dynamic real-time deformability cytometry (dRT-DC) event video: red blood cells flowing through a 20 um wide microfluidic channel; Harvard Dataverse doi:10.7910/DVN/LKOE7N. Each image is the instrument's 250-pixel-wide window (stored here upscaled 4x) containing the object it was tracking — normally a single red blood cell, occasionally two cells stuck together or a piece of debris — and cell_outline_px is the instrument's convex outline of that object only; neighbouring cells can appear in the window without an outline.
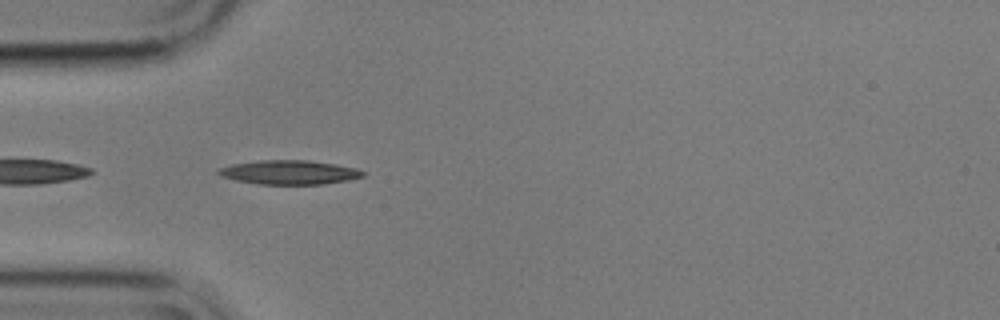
{"species": "common noctule bat (a hibernating species)", "species_latin": "Nyctalus noctula", "temperature_condition": "cold", "stored_images_in_passage": 41, "camera_frame_rate_fps": 3000, "um_per_image_px": 0.085, "animal": {"sex": "male", "body_mass_g": 17.9}, "frame": {"image": 1, "passage_image": 2, "time_ms": 0.333, "image_size_px": [1000, 320], "cell_outline_px": [[364, 176], [348, 180], [324, 184], [260, 184], [236, 180], [220, 176], [216, 172], [216, 168], [232, 164], [256, 160], [308, 160], [336, 164], [356, 168], [364, 172]], "centroid_in_image_um": [24.55, 14.64], "position_along_channel_um": 60.5, "area_um2": 20.4}}
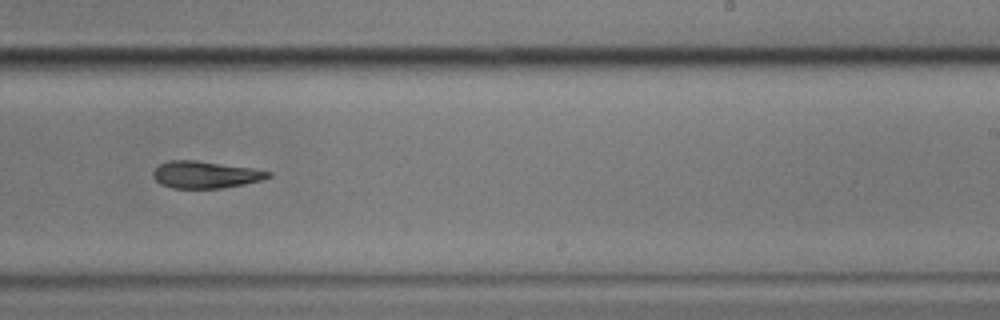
{"frame": {"image": 2, "passage_image": 20, "time_ms": 6.333, "image_size_px": [1000, 320], "cell_outline_px": [[272, 176], [264, 180], [224, 188], [172, 188], [160, 184], [152, 176], [152, 172], [160, 164], [168, 160], [196, 160], [252, 168], [272, 172]], "centroid_in_image_um": [17.47, 14.85], "position_along_channel_um": 271.5, "area_um2": 18.26}}
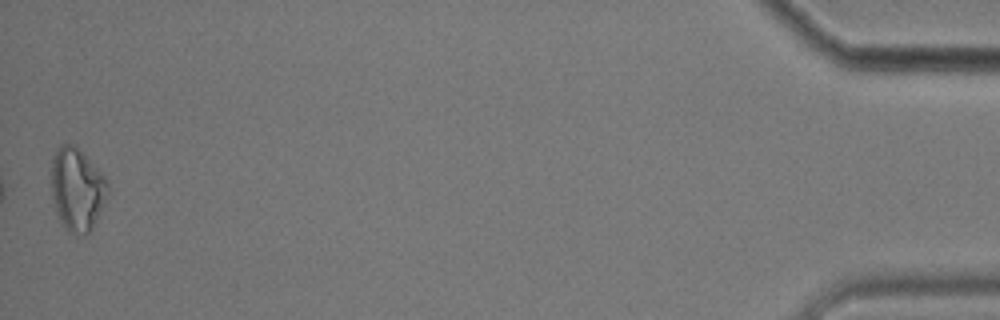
{"frame": {"image": 3, "passage_image": 41, "time_ms": 13.333, "image_size_px": [1000, 320], "cell_outline_px": [[108, 192], [104, 204], [92, 228], [84, 236], [76, 236], [68, 232], [60, 220], [56, 212], [52, 196], [52, 156], [56, 148], [60, 144], [76, 144], [108, 180]], "centroid_in_image_um": [6.55, 16.08], "position_along_channel_um": 428.7, "area_um2": 27.51}, "authors_computed_cell_mechanics": {"area_um2": 19.3052, "velocity_mm_per_s": 3.5559, "shape_relaxation_time_tau1_ms": 7.6205, "shape_relaxation_time_tau2_ms": 3.3427, "deformation_change_tau1": 0.1808, "deformation_change_tau2": 0.1207}}